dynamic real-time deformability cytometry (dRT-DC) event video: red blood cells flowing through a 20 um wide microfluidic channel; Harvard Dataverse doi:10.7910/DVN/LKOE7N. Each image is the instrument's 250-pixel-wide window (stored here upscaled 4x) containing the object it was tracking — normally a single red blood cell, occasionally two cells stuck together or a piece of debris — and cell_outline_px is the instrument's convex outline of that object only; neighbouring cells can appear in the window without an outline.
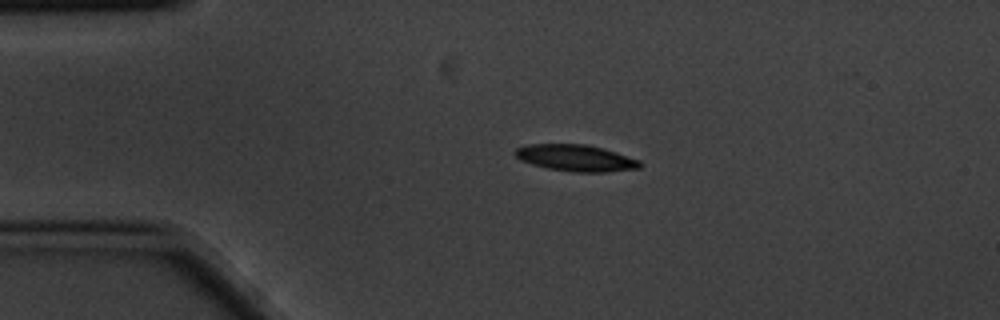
{"species": "common noctule bat (a hibernating species)", "species_latin": "Nyctalus noctula", "temperature_condition": "cold", "stored_images_in_passage": 4, "camera_frame_rate_fps": 3000, "um_per_image_px": 0.085, "animal": {"sex": "male", "body_mass_g": 20.1, "forearm_length_mm": 53.5}, "frame": {"image": 1, "passage_image": 3, "time_ms": 0.667, "image_size_px": [1000, 320], "cell_outline_px": [[640, 168], [608, 172], [576, 172], [548, 168], [532, 164], [520, 160], [512, 152], [516, 148], [528, 144], [584, 144], [604, 148], [640, 160]], "centroid_in_image_um": [48.93, 13.42], "position_along_channel_um": 36.1, "area_um2": 19.31}}